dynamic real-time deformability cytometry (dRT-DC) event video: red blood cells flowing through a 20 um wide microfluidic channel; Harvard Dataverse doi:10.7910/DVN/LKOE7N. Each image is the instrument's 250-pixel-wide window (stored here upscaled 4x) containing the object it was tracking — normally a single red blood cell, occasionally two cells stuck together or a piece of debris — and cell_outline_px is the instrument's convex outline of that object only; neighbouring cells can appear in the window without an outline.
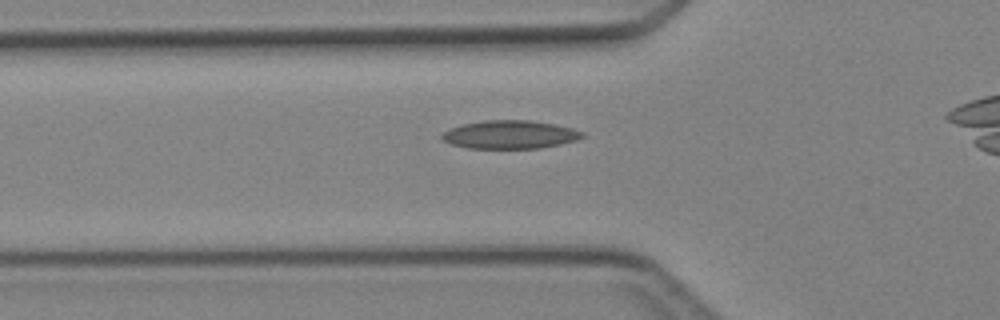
{"species": "Egyptian fruit bat (a non-hibernating species)", "species_latin": "Rousettus aegyptiacus", "temperature_condition": "cold", "stored_images_in_passage": 5, "camera_frame_rate_fps": 3000, "um_per_image_px": 0.085, "animal": {"sex": "female"}, "frame": {"image": 1, "passage_image": 4, "time_ms": 4.333, "image_size_px": [1000, 320], "cell_outline_px": [[584, 136], [576, 140], [560, 144], [540, 148], [468, 148], [452, 144], [444, 140], [440, 136], [448, 128], [464, 124], [484, 120], [528, 120], [556, 124], [572, 128], [584, 132]], "centroid_in_image_um": [43.35, 11.43], "position_along_channel_um": 82.4, "area_um2": 23.06}}